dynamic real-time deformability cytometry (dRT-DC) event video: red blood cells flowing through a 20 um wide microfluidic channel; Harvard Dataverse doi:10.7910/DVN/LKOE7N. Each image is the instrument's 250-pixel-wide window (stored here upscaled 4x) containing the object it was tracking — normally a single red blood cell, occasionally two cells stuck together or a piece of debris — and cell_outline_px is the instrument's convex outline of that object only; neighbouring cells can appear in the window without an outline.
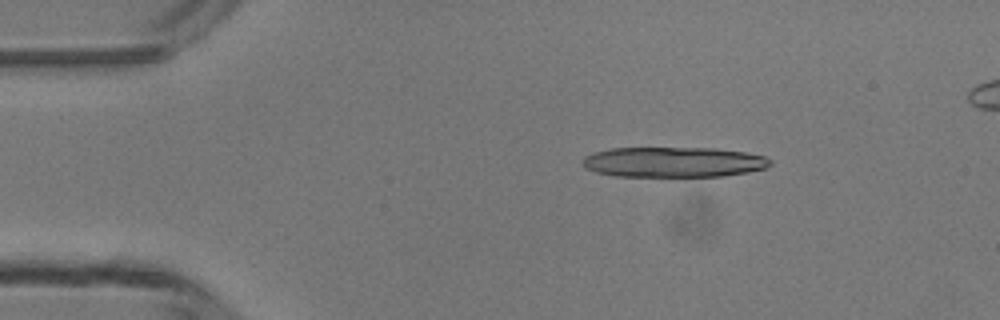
{"species": "common noctule bat (a hibernating species)", "species_latin": "Nyctalus noctula", "temperature_condition": "room temperature", "stored_images_in_passage": 5, "camera_frame_rate_fps": 3000, "um_per_image_px": 0.085, "animal": {"sex": "male", "body_mass_g": 13.3}, "frame": {"image": 1, "passage_image": 1, "time_ms": 0.0, "image_size_px": [1000, 320], "cell_outline_px": [[772, 164], [768, 168], [748, 172], [720, 176], [616, 176], [596, 172], [584, 168], [580, 160], [584, 156], [592, 152], [612, 148], [716, 148], [744, 152], [764, 156], [772, 160]], "centroid_in_image_um": [57.23, 13.77], "position_along_channel_um": 27.8, "area_um2": 33.35}}
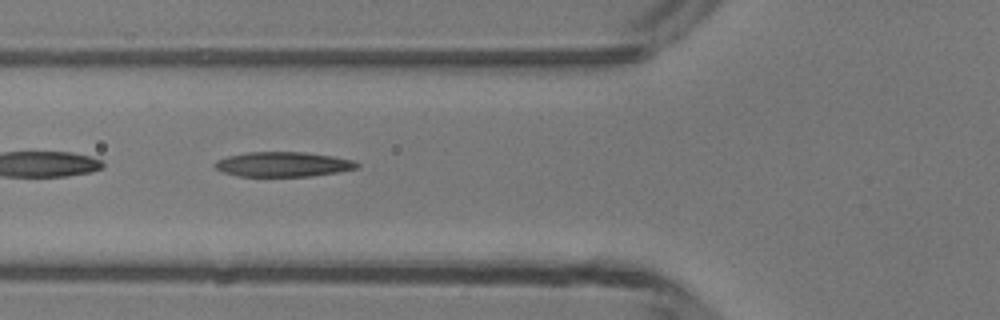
{"frame": {"image": 2, "passage_image": 4, "time_ms": 3.333, "image_size_px": [1000, 320], "cell_outline_px": [[360, 168], [340, 172], [312, 176], [240, 176], [224, 172], [216, 168], [212, 164], [216, 160], [228, 156], [248, 152], [304, 152], [332, 156], [352, 160], [360, 164]], "centroid_in_image_um": [24.09, 13.97], "position_along_channel_um": 101.7, "area_um2": 20.58}}
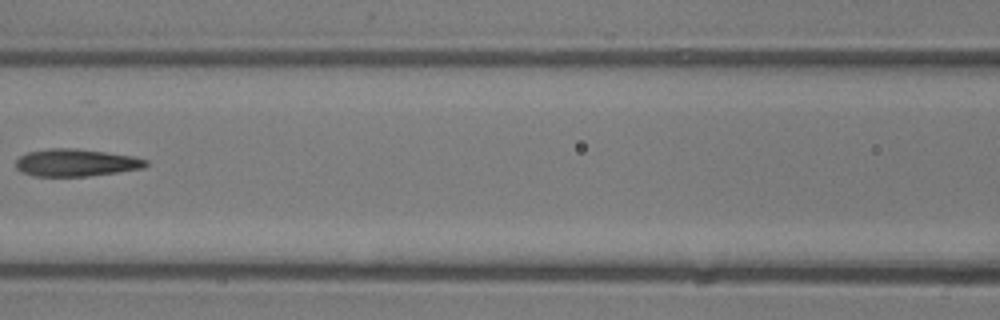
{"frame": {"image": 3, "passage_image": 5, "time_ms": 4.667, "image_size_px": [1000, 320], "cell_outline_px": [[148, 164], [144, 168], [88, 176], [32, 176], [20, 172], [16, 168], [16, 160], [20, 156], [28, 152], [52, 148], [72, 148], [104, 152], [132, 156], [148, 160]], "centroid_in_image_um": [6.43, 13.83], "position_along_channel_um": 160.2, "area_um2": 20.63}}